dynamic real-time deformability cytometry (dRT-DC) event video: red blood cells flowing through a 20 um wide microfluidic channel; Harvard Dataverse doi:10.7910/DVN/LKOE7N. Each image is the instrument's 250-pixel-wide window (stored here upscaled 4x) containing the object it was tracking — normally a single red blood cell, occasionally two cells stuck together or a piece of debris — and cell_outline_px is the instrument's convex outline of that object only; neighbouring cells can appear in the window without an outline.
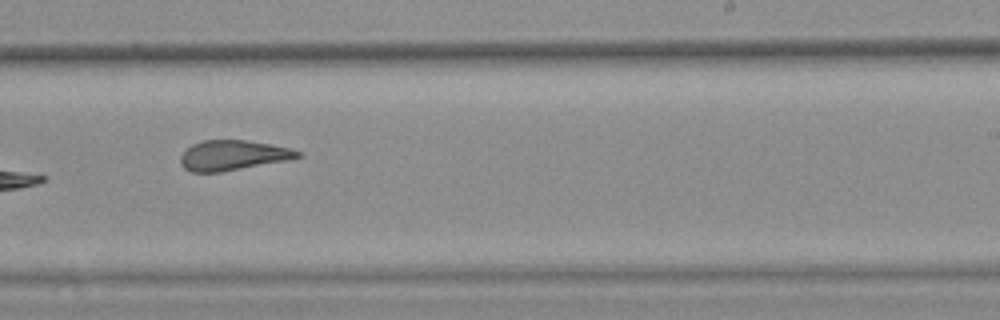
{"species": "common noctule bat (a hibernating species)", "species_latin": "Nyctalus noctula", "temperature_condition": "warm", "stored_images_in_passage": 13, "camera_frame_rate_fps": 3000, "um_per_image_px": 0.085, "animal": {"sex": "female", "body_mass_g": 25.1}, "frame": {"image": 1, "passage_image": 10, "time_ms": 3.0, "image_size_px": [1000, 320], "cell_outline_px": [[304, 156], [288, 160], [220, 172], [192, 172], [184, 168], [180, 164], [180, 156], [184, 148], [192, 144], [204, 140], [248, 140], [272, 144], [304, 152]], "centroid_in_image_um": [19.79, 13.19], "position_along_channel_um": 269.2, "area_um2": 20.75}}
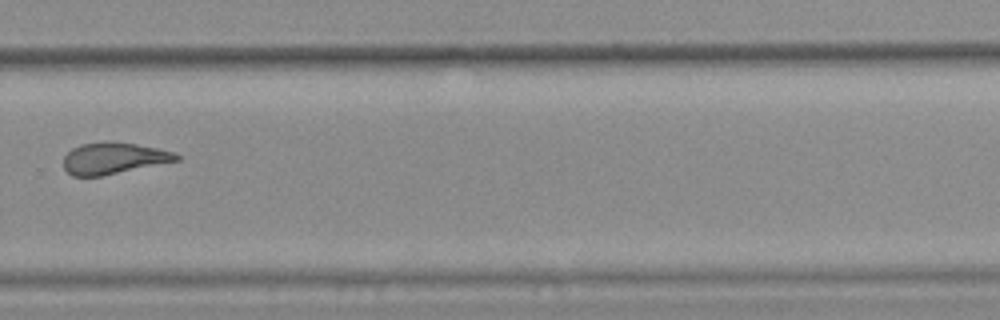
{"frame": {"image": 2, "passage_image": 11, "time_ms": 3.333, "image_size_px": [1000, 320], "cell_outline_px": [[180, 160], [100, 176], [72, 176], [64, 168], [64, 156], [72, 148], [80, 144], [104, 140], [136, 144], [176, 152], [180, 156]], "centroid_in_image_um": [9.65, 13.43], "position_along_channel_um": 320.2, "area_um2": 20.75}}